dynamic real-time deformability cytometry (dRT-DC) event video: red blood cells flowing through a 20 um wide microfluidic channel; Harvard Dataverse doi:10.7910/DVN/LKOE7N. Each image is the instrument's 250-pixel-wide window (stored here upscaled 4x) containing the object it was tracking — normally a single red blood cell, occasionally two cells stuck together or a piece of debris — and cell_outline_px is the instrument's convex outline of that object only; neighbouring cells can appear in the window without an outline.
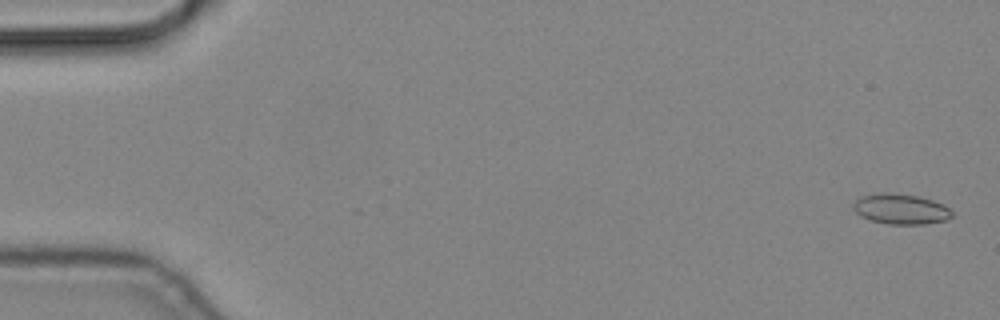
{"species": "common noctule bat (a hibernating species)", "species_latin": "Nyctalus noctula", "temperature_condition": "cold", "stored_images_in_passage": 7, "camera_frame_rate_fps": 3000, "um_per_image_px": 0.085, "animal": {"sex": "male", "body_mass_g": 19.2, "forearm_length_mm": 51.8}, "frame": {"image": 1, "passage_image": 1, "time_ms": 0.0, "image_size_px": [1000, 320], "cell_outline_px": [[952, 216], [948, 220], [924, 224], [888, 224], [872, 220], [860, 216], [852, 208], [852, 204], [860, 196], [880, 192], [884, 192], [920, 196], [944, 204], [952, 212]], "centroid_in_image_um": [76.56, 17.76], "position_along_channel_um": 8.4, "area_um2": 17.57}}
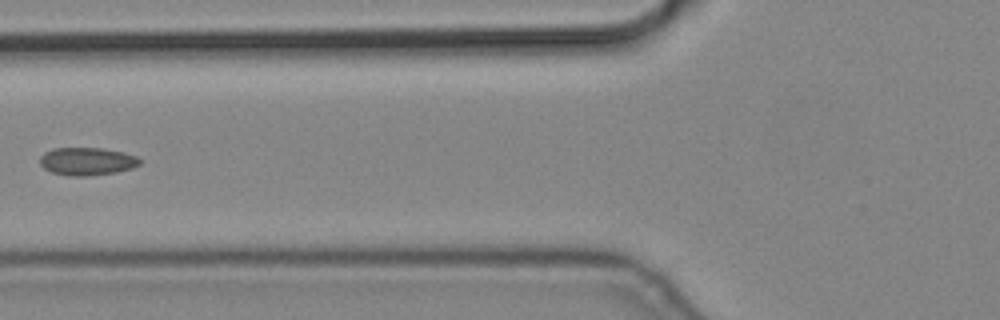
{"frame": {"image": 2, "passage_image": 6, "time_ms": 1.667, "image_size_px": [1000, 320], "cell_outline_px": [[140, 164], [132, 168], [116, 172], [88, 176], [72, 176], [52, 172], [44, 168], [40, 164], [40, 156], [44, 152], [52, 148], [100, 148], [124, 152], [136, 156], [140, 160]], "centroid_in_image_um": [7.38, 13.71], "position_along_channel_um": 118.4, "area_um2": 16.18}}
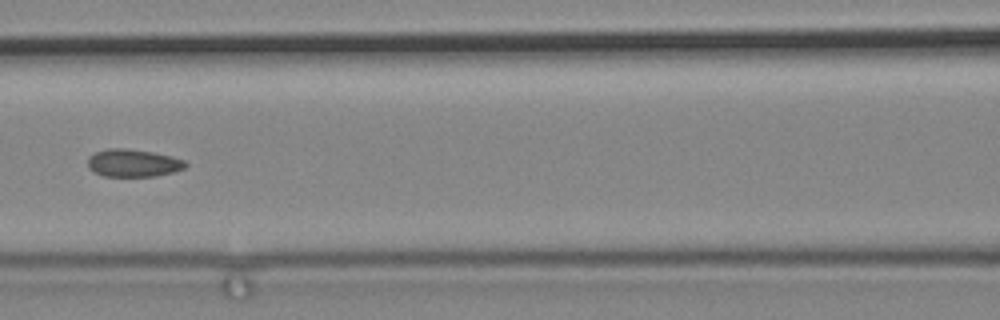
{"frame": {"image": 3, "passage_image": 7, "time_ms": 2.0, "image_size_px": [1000, 320], "cell_outline_px": [[188, 164], [184, 168], [172, 172], [156, 176], [104, 176], [92, 172], [88, 168], [88, 156], [96, 152], [108, 148], [124, 148], [152, 152], [172, 156], [184, 160]], "centroid_in_image_um": [11.29, 13.86], "position_along_channel_um": 155.3, "area_um2": 15.78}}